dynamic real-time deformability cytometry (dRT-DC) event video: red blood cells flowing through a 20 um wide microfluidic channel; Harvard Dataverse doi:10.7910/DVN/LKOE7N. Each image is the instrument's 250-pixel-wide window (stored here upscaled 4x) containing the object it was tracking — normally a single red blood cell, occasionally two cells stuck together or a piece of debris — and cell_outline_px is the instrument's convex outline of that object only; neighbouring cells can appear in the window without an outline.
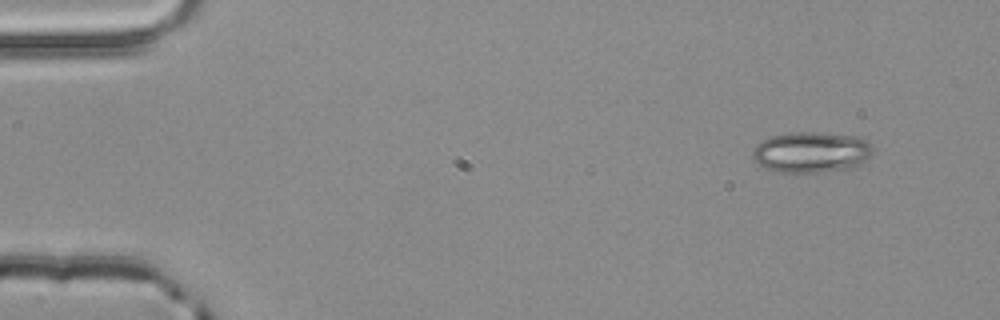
{"species": "common noctule bat (a hibernating species)", "species_latin": "Nyctalus noctula", "temperature_condition": "room temperature", "stored_images_in_passage": 3, "camera_frame_rate_fps": 3000, "um_per_image_px": 0.085, "animal": {"sex": "male", "body_mass_g": 20.4}, "frame": {"image": 1, "passage_image": 1, "time_ms": 0.0, "image_size_px": [1000, 320], "cell_outline_px": [[872, 152], [868, 160], [856, 168], [816, 172], [776, 172], [756, 164], [752, 156], [752, 148], [756, 144], [772, 136], [792, 132], [820, 132], [856, 136], [868, 140], [872, 148]], "centroid_in_image_um": [68.97, 12.94], "position_along_channel_um": 16.0, "area_um2": 29.02}}